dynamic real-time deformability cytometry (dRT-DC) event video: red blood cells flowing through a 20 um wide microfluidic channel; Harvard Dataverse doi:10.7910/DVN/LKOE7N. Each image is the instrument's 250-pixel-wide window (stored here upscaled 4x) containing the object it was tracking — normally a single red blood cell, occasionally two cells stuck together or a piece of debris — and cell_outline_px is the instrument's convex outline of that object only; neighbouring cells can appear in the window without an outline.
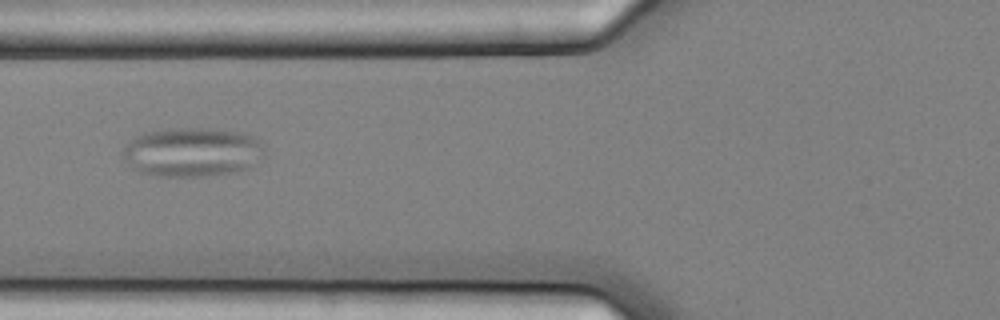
{"species": "common noctule bat (a hibernating species)", "species_latin": "Nyctalus noctula", "temperature_condition": "cold", "stored_images_in_passage": 5, "camera_frame_rate_fps": 3000, "um_per_image_px": 0.085, "animal": {"sex": "female", "body_mass_g": 25.1}, "frame": {"image": 1, "passage_image": 2, "time_ms": 0.333, "image_size_px": [1000, 320], "cell_outline_px": [[264, 152], [252, 168], [232, 172], [204, 176], [160, 176], [140, 172], [132, 168], [124, 156], [124, 148], [136, 136], [144, 132], [168, 128], [200, 128], [240, 132], [256, 136], [260, 140], [264, 148]], "centroid_in_image_um": [16.38, 12.92], "position_along_channel_um": 109.4, "area_um2": 40.52}}